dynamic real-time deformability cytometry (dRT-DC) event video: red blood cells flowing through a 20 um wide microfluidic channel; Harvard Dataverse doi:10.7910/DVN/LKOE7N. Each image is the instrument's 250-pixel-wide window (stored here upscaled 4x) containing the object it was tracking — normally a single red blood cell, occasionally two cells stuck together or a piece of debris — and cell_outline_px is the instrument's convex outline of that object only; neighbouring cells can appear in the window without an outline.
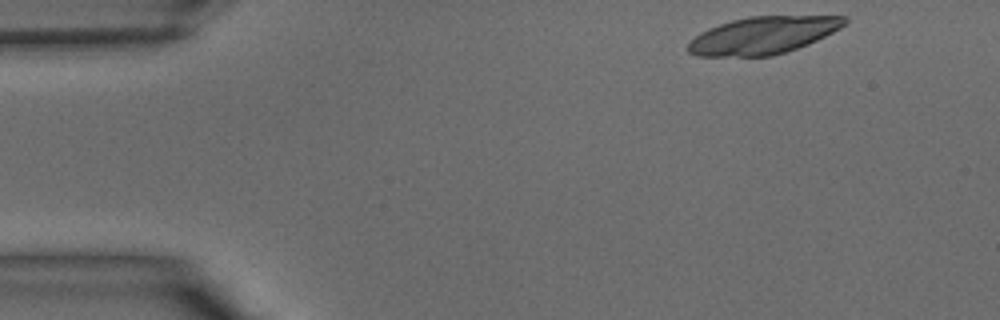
{"species": "common noctule bat (a hibernating species)", "species_latin": "Nyctalus noctula", "temperature_condition": "warm", "stored_images_in_passage": 36, "camera_frame_rate_fps": 3000, "um_per_image_px": 0.085, "animal": {"sex": "male", "body_mass_g": 15.6}, "frame": {"image": 1, "passage_image": 1, "time_ms": 0.0, "image_size_px": [1000, 320], "cell_outline_px": [[848, 20], [840, 28], [808, 44], [772, 56], [696, 56], [688, 52], [688, 44], [700, 32], [708, 28], [732, 20], [748, 16], [848, 16]], "centroid_in_image_um": [64.84, 3.0], "position_along_channel_um": 20.2, "area_um2": 33.76}}